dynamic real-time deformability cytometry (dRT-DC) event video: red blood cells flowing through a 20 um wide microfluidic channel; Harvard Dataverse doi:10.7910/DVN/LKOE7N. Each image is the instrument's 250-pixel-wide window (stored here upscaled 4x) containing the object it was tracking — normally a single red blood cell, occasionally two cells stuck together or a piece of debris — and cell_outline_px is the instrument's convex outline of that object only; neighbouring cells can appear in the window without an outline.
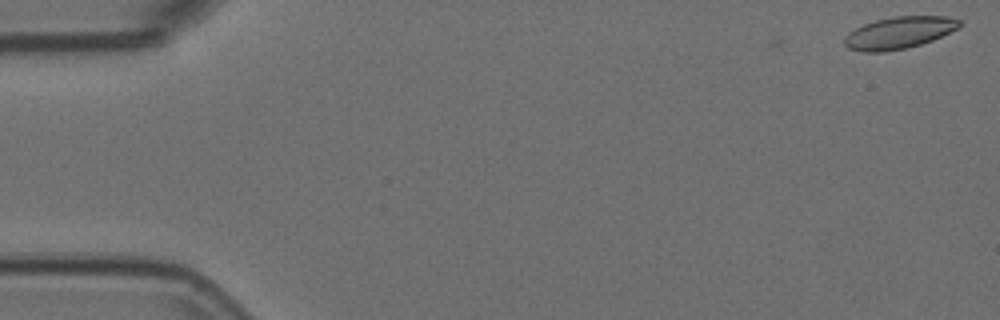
{"species": "Egyptian fruit bat (a non-hibernating species)", "species_latin": "Rousettus aegyptiacus", "temperature_condition": "room temperature", "stored_images_in_passage": 11, "camera_frame_rate_fps": 3000, "um_per_image_px": 0.085, "animal": {"sex": "female"}, "frame": {"image": 1, "passage_image": 1, "time_ms": 0.0, "image_size_px": [1000, 320], "cell_outline_px": [[960, 24], [956, 28], [932, 40], [920, 44], [904, 48], [884, 52], [864, 52], [848, 48], [844, 44], [844, 36], [848, 32], [864, 24], [876, 20], [892, 16], [948, 16], [960, 20]], "centroid_in_image_um": [76.36, 2.78], "position_along_channel_um": 8.6, "area_um2": 21.21}}